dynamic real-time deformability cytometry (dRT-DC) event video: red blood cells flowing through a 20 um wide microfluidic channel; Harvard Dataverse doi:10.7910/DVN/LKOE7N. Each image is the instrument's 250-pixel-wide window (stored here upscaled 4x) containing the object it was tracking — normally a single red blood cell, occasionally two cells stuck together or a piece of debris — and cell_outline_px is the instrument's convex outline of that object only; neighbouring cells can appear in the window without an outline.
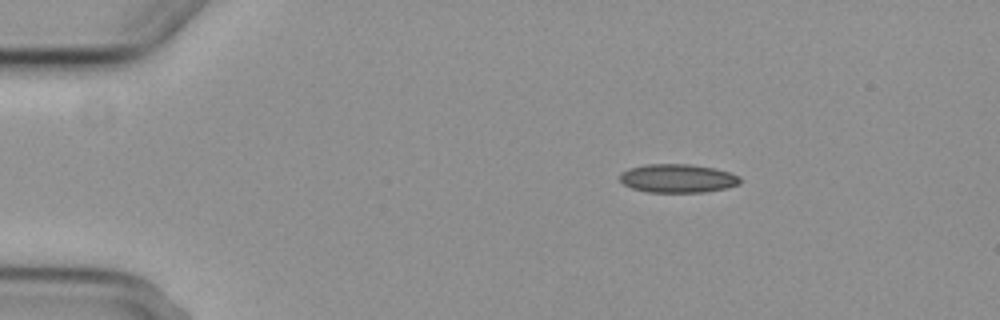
{"species": "common noctule bat (a hibernating species)", "species_latin": "Nyctalus noctula", "temperature_condition": "cold", "stored_images_in_passage": 2, "camera_frame_rate_fps": 3000, "um_per_image_px": 0.085, "animal": {"sex": "female", "body_mass_g": 29.2, "forearm_length_mm": 56.3}, "frame": {"image": 1, "passage_image": 1, "time_ms": 0.0, "image_size_px": [1000, 320], "cell_outline_px": [[740, 184], [728, 188], [704, 192], [648, 192], [632, 188], [624, 184], [620, 180], [620, 172], [628, 168], [644, 164], [692, 164], [716, 168], [740, 176]], "centroid_in_image_um": [57.61, 15.15], "position_along_channel_um": 27.4, "area_um2": 20.23}}